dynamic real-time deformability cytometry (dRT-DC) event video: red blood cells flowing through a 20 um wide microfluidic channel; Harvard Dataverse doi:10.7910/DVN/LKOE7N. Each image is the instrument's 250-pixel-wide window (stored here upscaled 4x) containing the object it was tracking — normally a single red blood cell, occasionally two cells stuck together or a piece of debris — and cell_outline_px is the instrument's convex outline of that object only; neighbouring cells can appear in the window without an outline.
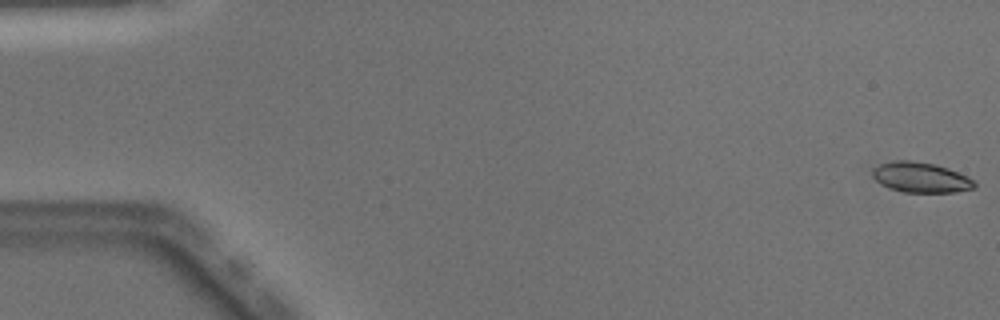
{"species": "Egyptian fruit bat (a non-hibernating species)", "species_latin": "Rousettus aegyptiacus", "temperature_condition": "warm", "stored_images_in_passage": 50, "camera_frame_rate_fps": 3000, "um_per_image_px": 0.085, "animal": {"sex": "male"}, "frame": {"image": 1, "passage_image": 1, "time_ms": 0.0, "image_size_px": [1000, 320], "cell_outline_px": [[976, 188], [956, 192], [904, 192], [888, 188], [880, 184], [872, 176], [872, 168], [880, 164], [892, 160], [908, 160], [936, 164], [948, 168], [968, 176], [976, 184]], "centroid_in_image_um": [78.25, 15.07], "position_along_channel_um": 6.8, "area_um2": 18.15}}
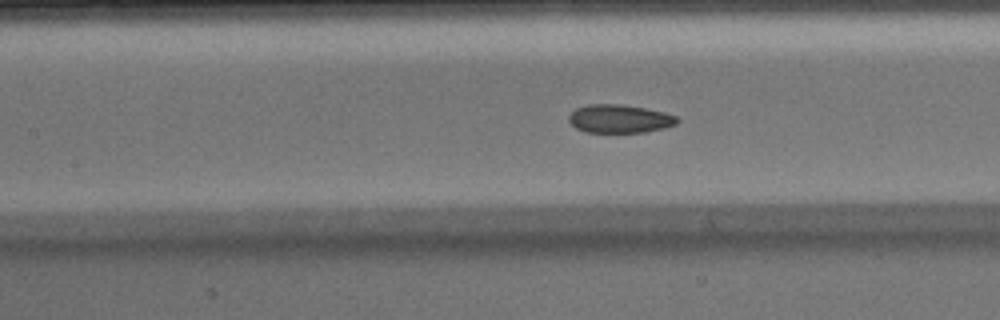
{"frame": {"image": 2, "passage_image": 23, "time_ms": 7.333, "image_size_px": [1000, 320], "cell_outline_px": [[680, 120], [676, 124], [664, 128], [644, 132], [584, 132], [576, 128], [568, 120], [568, 116], [576, 108], [588, 104], [620, 104], [644, 108], [664, 112], [676, 116]], "centroid_in_image_um": [52.65, 10.09], "position_along_channel_um": 154.7, "area_um2": 17.86}}
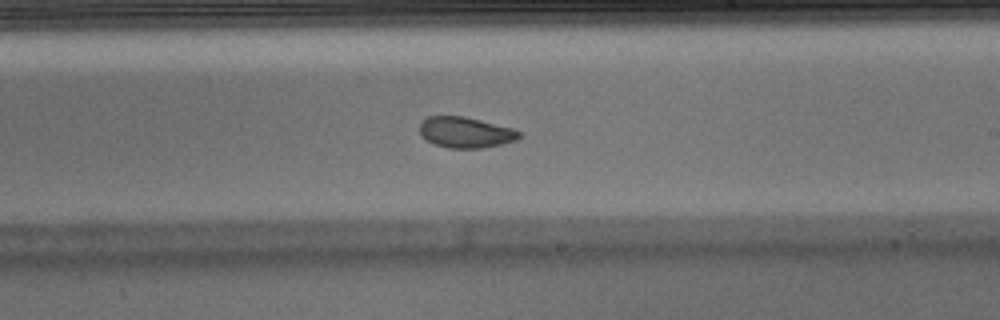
{"frame": {"image": 3, "passage_image": 30, "time_ms": 9.667, "image_size_px": [1000, 320], "cell_outline_px": [[520, 136], [516, 140], [484, 148], [448, 148], [436, 144], [428, 140], [420, 132], [420, 120], [428, 116], [464, 116], [512, 128], [520, 132]], "centroid_in_image_um": [39.56, 11.24], "position_along_channel_um": 249.4, "area_um2": 17.69}, "authors_computed_cell_mechanics": {"area_um2": 18.7272, "velocity_mm_per_s": 4.0668, "shape_relaxation_time_tau1_ms": 9.0287, "shape_relaxation_time_tau2_ms": 1.5067, "deformation_change_tau1": 0.1765, "deformation_change_tau2": 0.0724}}